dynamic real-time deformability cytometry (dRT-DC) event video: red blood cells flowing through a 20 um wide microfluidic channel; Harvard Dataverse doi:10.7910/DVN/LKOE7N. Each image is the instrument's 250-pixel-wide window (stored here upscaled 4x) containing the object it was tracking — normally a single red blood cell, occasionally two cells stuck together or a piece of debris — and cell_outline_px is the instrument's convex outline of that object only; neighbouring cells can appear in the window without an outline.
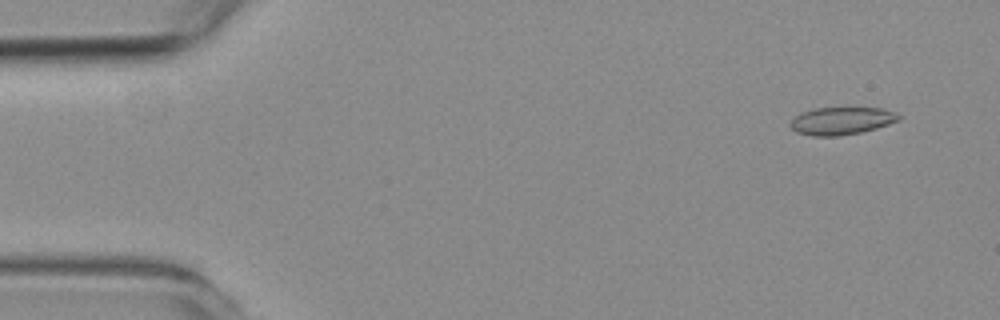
{"species": "common noctule bat (a hibernating species)", "species_latin": "Nyctalus noctula", "temperature_condition": "room temperature", "stored_images_in_passage": 57, "camera_frame_rate_fps": 3000, "um_per_image_px": 0.085, "animal": {"sex": "female", "body_mass_g": 19.3, "forearm_length_mm": 54.1}, "frame": {"image": 1, "passage_image": 4, "time_ms": 1.0, "image_size_px": [1000, 320], "cell_outline_px": [[904, 116], [900, 120], [876, 128], [860, 132], [836, 136], [812, 136], [796, 132], [788, 124], [800, 112], [816, 108], [884, 108], [896, 112]], "centroid_in_image_um": [71.56, 10.26], "position_along_channel_um": 13.4, "area_um2": 17.51}}
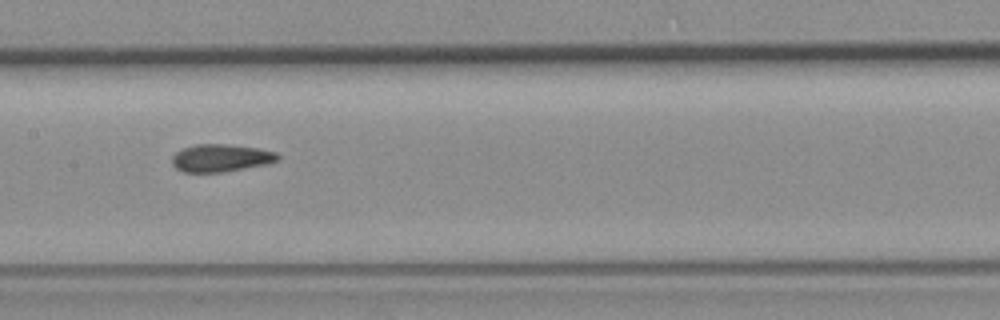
{"frame": {"image": 2, "passage_image": 28, "time_ms": 9.0, "image_size_px": [1000, 320], "cell_outline_px": [[280, 160], [268, 164], [224, 172], [184, 172], [176, 168], [172, 164], [172, 156], [176, 152], [184, 148], [196, 144], [228, 144], [260, 148], [276, 152], [280, 156]], "centroid_in_image_um": [18.81, 13.43], "position_along_channel_um": 188.6, "area_um2": 17.17}}
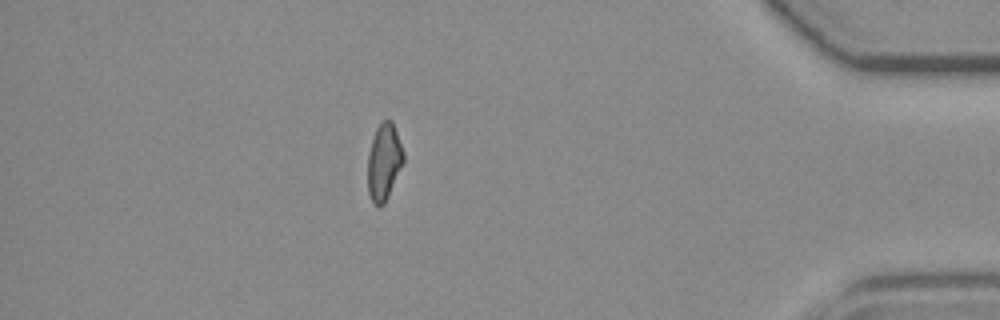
{"frame": {"image": 3, "passage_image": 50, "time_ms": 16.333, "image_size_px": [1000, 320], "cell_outline_px": [[404, 164], [384, 204], [372, 204], [368, 192], [368, 152], [376, 128], [384, 120], [392, 120], [404, 152]], "centroid_in_image_um": [32.65, 13.76], "position_along_channel_um": 402.6, "area_um2": 16.01}, "authors_computed_cell_mechanics": {"area_um2": 17.051, "velocity_mm_per_s": 3.5761, "shape_relaxation_time_tau1_ms": null, "shape_relaxation_time_tau2_ms": 2.6176, "deformation_change_tau1": null, "deformation_change_tau2": 0.0917}}